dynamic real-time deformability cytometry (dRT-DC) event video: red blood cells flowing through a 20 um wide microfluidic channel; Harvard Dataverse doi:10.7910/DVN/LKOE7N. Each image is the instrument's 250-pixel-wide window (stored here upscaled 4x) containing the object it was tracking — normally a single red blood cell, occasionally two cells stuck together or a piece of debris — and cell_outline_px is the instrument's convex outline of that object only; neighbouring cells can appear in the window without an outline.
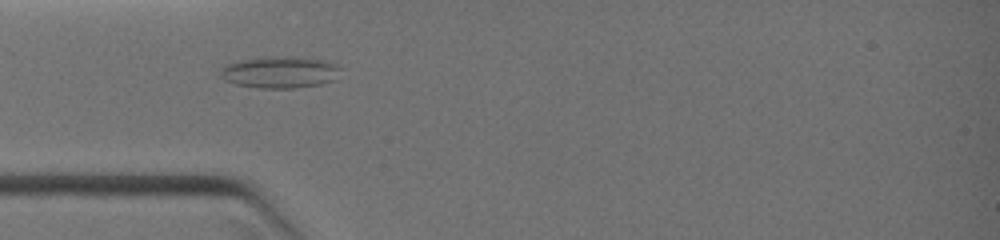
{"species": "common noctule bat (a hibernating species)", "species_latin": "Nyctalus noctula", "temperature_condition": "warm", "stored_images_in_passage": 15, "camera_frame_rate_fps": 3000, "um_per_image_px": 0.085, "animal": {"sex": "female", "body_mass_g": 19.0, "forearm_length_mm": 51.5}, "frame": {"image": 1, "passage_image": 7, "time_ms": 3.333, "image_size_px": [1000, 240], "cell_outline_px": [[340, 68], [332, 80], [320, 84], [296, 88], [260, 88], [236, 84], [224, 80], [220, 76], [220, 68], [224, 64], [232, 60], [272, 56], [288, 56], [324, 60], [336, 64]], "centroid_in_image_um": [23.68, 6.12], "position_along_channel_um": 61.3, "area_um2": 22.37}}
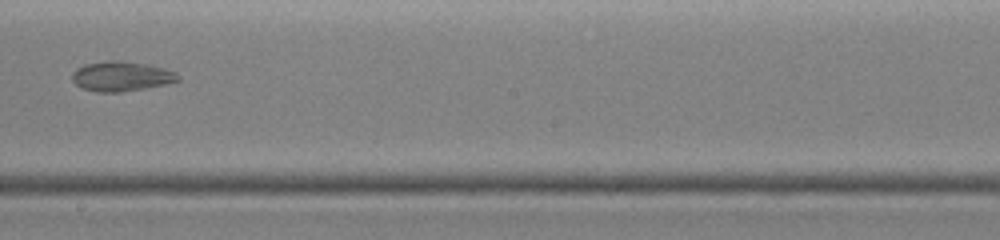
{"frame": {"image": 2, "passage_image": 13, "time_ms": 6.667, "image_size_px": [1000, 240], "cell_outline_px": [[180, 80], [164, 84], [144, 88], [120, 92], [96, 92], [80, 88], [72, 80], [72, 72], [76, 68], [84, 64], [108, 60], [120, 60], [144, 64], [164, 68], [176, 72], [180, 76]], "centroid_in_image_um": [10.27, 6.48], "position_along_channel_um": 237.9, "area_um2": 18.44}}
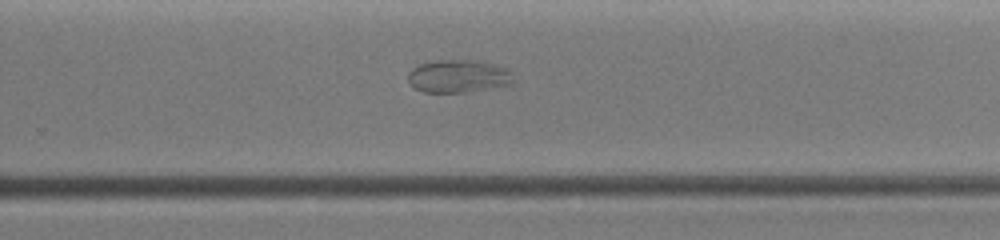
{"frame": {"image": 3, "passage_image": 15, "time_ms": 7.667, "image_size_px": [1000, 240], "cell_outline_px": [[516, 80], [512, 84], [468, 92], [424, 92], [412, 88], [408, 80], [408, 72], [412, 68], [420, 64], [436, 60], [476, 60], [508, 68], [512, 72]], "centroid_in_image_um": [38.98, 6.48], "position_along_channel_um": 290.8, "area_um2": 20.46}}